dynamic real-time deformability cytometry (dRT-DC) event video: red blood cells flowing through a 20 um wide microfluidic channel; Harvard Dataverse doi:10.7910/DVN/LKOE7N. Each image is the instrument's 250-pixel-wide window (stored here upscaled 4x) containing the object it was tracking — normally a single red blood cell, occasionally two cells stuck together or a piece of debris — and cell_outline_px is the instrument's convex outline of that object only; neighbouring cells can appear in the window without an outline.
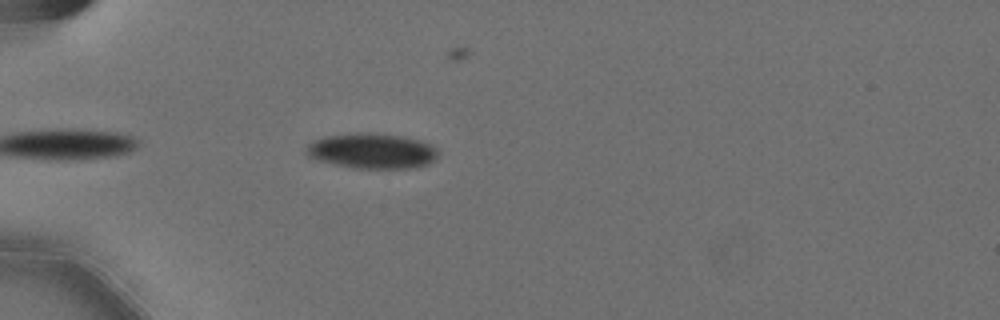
{"species": "Egyptian fruit bat (a non-hibernating species)", "species_latin": "Rousettus aegyptiacus", "temperature_condition": "cold", "stored_images_in_passage": 39, "camera_frame_rate_fps": 3000, "um_per_image_px": 0.085, "animal": {"sex": "female"}, "frame": {"image": 1, "passage_image": 4, "time_ms": 1.0, "image_size_px": [1000, 320], "cell_outline_px": [[440, 152], [428, 164], [416, 168], [352, 168], [316, 160], [308, 156], [304, 152], [308, 144], [324, 136], [356, 132], [368, 132], [400, 136], [420, 140], [432, 144]], "centroid_in_image_um": [31.61, 12.83], "position_along_channel_um": 53.4, "area_um2": 27.34}}
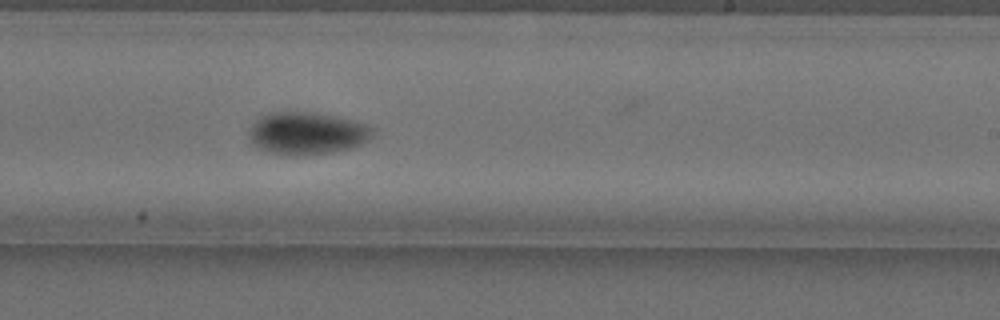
{"frame": {"image": 2, "passage_image": 23, "time_ms": 7.333, "image_size_px": [1000, 320], "cell_outline_px": [[376, 132], [368, 140], [352, 148], [332, 152], [296, 156], [292, 156], [268, 152], [252, 144], [248, 140], [248, 132], [252, 124], [256, 120], [272, 112], [316, 112], [352, 120], [376, 128]], "centroid_in_image_um": [26.1, 11.34], "position_along_channel_um": 262.9, "area_um2": 30.75}}
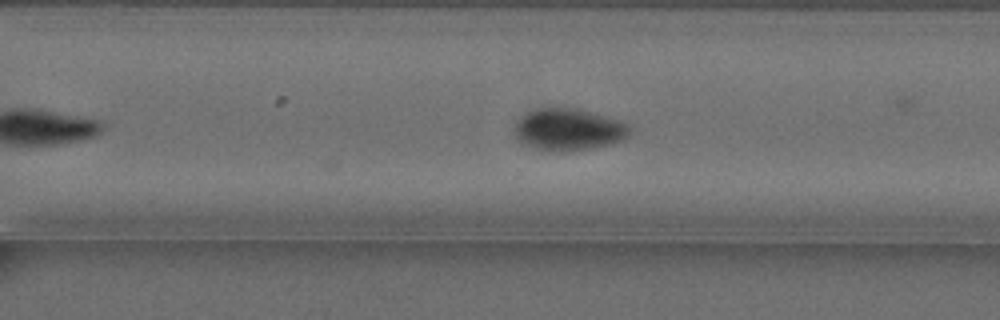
{"frame": {"image": 3, "passage_image": 28, "time_ms": 9.0, "image_size_px": [1000, 320], "cell_outline_px": [[636, 128], [624, 140], [612, 144], [592, 148], [568, 152], [548, 152], [520, 144], [512, 136], [512, 128], [516, 120], [520, 116], [536, 108], [576, 108], [624, 120], [632, 124]], "centroid_in_image_um": [48.34, 11.03], "position_along_channel_um": 322.3, "area_um2": 29.65}, "authors_computed_cell_mechanics": {"area_um2": 28.8422, "velocity_mm_per_s": 3.5739, "shape_relaxation_time_tau1_ms": 4.1809, "shape_relaxation_time_tau2_ms": 4.6612, "deformation_change_tau1": 0.1231, "deformation_change_tau2": 0.0424}}